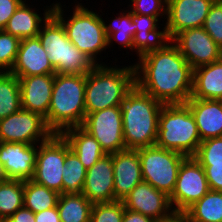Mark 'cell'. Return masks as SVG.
<instances>
[{
	"instance_id": "obj_1",
	"label": "cell",
	"mask_w": 222,
	"mask_h": 222,
	"mask_svg": "<svg viewBox=\"0 0 222 222\" xmlns=\"http://www.w3.org/2000/svg\"><path fill=\"white\" fill-rule=\"evenodd\" d=\"M135 85L163 104H185L193 88V68L171 42L134 63Z\"/></svg>"
},
{
	"instance_id": "obj_2",
	"label": "cell",
	"mask_w": 222,
	"mask_h": 222,
	"mask_svg": "<svg viewBox=\"0 0 222 222\" xmlns=\"http://www.w3.org/2000/svg\"><path fill=\"white\" fill-rule=\"evenodd\" d=\"M163 105L136 85L126 94L121 104L126 149L137 150L155 145Z\"/></svg>"
},
{
	"instance_id": "obj_3",
	"label": "cell",
	"mask_w": 222,
	"mask_h": 222,
	"mask_svg": "<svg viewBox=\"0 0 222 222\" xmlns=\"http://www.w3.org/2000/svg\"><path fill=\"white\" fill-rule=\"evenodd\" d=\"M86 75L54 74V84L46 124L54 134L82 126L86 117Z\"/></svg>"
},
{
	"instance_id": "obj_4",
	"label": "cell",
	"mask_w": 222,
	"mask_h": 222,
	"mask_svg": "<svg viewBox=\"0 0 222 222\" xmlns=\"http://www.w3.org/2000/svg\"><path fill=\"white\" fill-rule=\"evenodd\" d=\"M97 64L86 74V114L98 110L121 106L126 94L135 85V67L128 65Z\"/></svg>"
},
{
	"instance_id": "obj_5",
	"label": "cell",
	"mask_w": 222,
	"mask_h": 222,
	"mask_svg": "<svg viewBox=\"0 0 222 222\" xmlns=\"http://www.w3.org/2000/svg\"><path fill=\"white\" fill-rule=\"evenodd\" d=\"M51 5L52 14L62 23L69 41L96 64H103L104 62L97 61V55L108 48L102 16L97 11L84 7L80 2L75 4L70 17H65L61 2L55 1V4Z\"/></svg>"
},
{
	"instance_id": "obj_6",
	"label": "cell",
	"mask_w": 222,
	"mask_h": 222,
	"mask_svg": "<svg viewBox=\"0 0 222 222\" xmlns=\"http://www.w3.org/2000/svg\"><path fill=\"white\" fill-rule=\"evenodd\" d=\"M200 143L190 108L186 104H164L159 115L155 145L190 157L197 153Z\"/></svg>"
},
{
	"instance_id": "obj_7",
	"label": "cell",
	"mask_w": 222,
	"mask_h": 222,
	"mask_svg": "<svg viewBox=\"0 0 222 222\" xmlns=\"http://www.w3.org/2000/svg\"><path fill=\"white\" fill-rule=\"evenodd\" d=\"M38 33L49 61L58 74H88L97 64L67 37L62 23L51 14Z\"/></svg>"
},
{
	"instance_id": "obj_8",
	"label": "cell",
	"mask_w": 222,
	"mask_h": 222,
	"mask_svg": "<svg viewBox=\"0 0 222 222\" xmlns=\"http://www.w3.org/2000/svg\"><path fill=\"white\" fill-rule=\"evenodd\" d=\"M137 151L143 181L170 196L175 188L179 168L186 156L156 145Z\"/></svg>"
},
{
	"instance_id": "obj_9",
	"label": "cell",
	"mask_w": 222,
	"mask_h": 222,
	"mask_svg": "<svg viewBox=\"0 0 222 222\" xmlns=\"http://www.w3.org/2000/svg\"><path fill=\"white\" fill-rule=\"evenodd\" d=\"M38 145L34 176L31 180L63 194L62 174L65 165L66 139L61 134H53Z\"/></svg>"
},
{
	"instance_id": "obj_10",
	"label": "cell",
	"mask_w": 222,
	"mask_h": 222,
	"mask_svg": "<svg viewBox=\"0 0 222 222\" xmlns=\"http://www.w3.org/2000/svg\"><path fill=\"white\" fill-rule=\"evenodd\" d=\"M210 190L204 168L193 157H186L178 171L174 191L169 196L176 214H183Z\"/></svg>"
},
{
	"instance_id": "obj_11",
	"label": "cell",
	"mask_w": 222,
	"mask_h": 222,
	"mask_svg": "<svg viewBox=\"0 0 222 222\" xmlns=\"http://www.w3.org/2000/svg\"><path fill=\"white\" fill-rule=\"evenodd\" d=\"M53 134L42 115L24 109L0 120V142L39 144Z\"/></svg>"
},
{
	"instance_id": "obj_12",
	"label": "cell",
	"mask_w": 222,
	"mask_h": 222,
	"mask_svg": "<svg viewBox=\"0 0 222 222\" xmlns=\"http://www.w3.org/2000/svg\"><path fill=\"white\" fill-rule=\"evenodd\" d=\"M82 127L99 142L106 154L126 149L121 106L86 114Z\"/></svg>"
},
{
	"instance_id": "obj_13",
	"label": "cell",
	"mask_w": 222,
	"mask_h": 222,
	"mask_svg": "<svg viewBox=\"0 0 222 222\" xmlns=\"http://www.w3.org/2000/svg\"><path fill=\"white\" fill-rule=\"evenodd\" d=\"M172 42L193 69L222 58V49L203 27L184 30L178 33Z\"/></svg>"
},
{
	"instance_id": "obj_14",
	"label": "cell",
	"mask_w": 222,
	"mask_h": 222,
	"mask_svg": "<svg viewBox=\"0 0 222 222\" xmlns=\"http://www.w3.org/2000/svg\"><path fill=\"white\" fill-rule=\"evenodd\" d=\"M122 201L126 209L139 212L156 222L169 220L176 214L169 196L144 181L137 184Z\"/></svg>"
},
{
	"instance_id": "obj_15",
	"label": "cell",
	"mask_w": 222,
	"mask_h": 222,
	"mask_svg": "<svg viewBox=\"0 0 222 222\" xmlns=\"http://www.w3.org/2000/svg\"><path fill=\"white\" fill-rule=\"evenodd\" d=\"M215 0H167L166 27L173 39L178 33L203 26Z\"/></svg>"
},
{
	"instance_id": "obj_16",
	"label": "cell",
	"mask_w": 222,
	"mask_h": 222,
	"mask_svg": "<svg viewBox=\"0 0 222 222\" xmlns=\"http://www.w3.org/2000/svg\"><path fill=\"white\" fill-rule=\"evenodd\" d=\"M38 144L0 142V161L7 179L31 180L34 176Z\"/></svg>"
},
{
	"instance_id": "obj_17",
	"label": "cell",
	"mask_w": 222,
	"mask_h": 222,
	"mask_svg": "<svg viewBox=\"0 0 222 222\" xmlns=\"http://www.w3.org/2000/svg\"><path fill=\"white\" fill-rule=\"evenodd\" d=\"M131 20L135 28L133 50L137 52V59L149 52L163 49L172 42L166 23H164L165 27L161 30L159 26L160 19L157 17L131 12Z\"/></svg>"
},
{
	"instance_id": "obj_18",
	"label": "cell",
	"mask_w": 222,
	"mask_h": 222,
	"mask_svg": "<svg viewBox=\"0 0 222 222\" xmlns=\"http://www.w3.org/2000/svg\"><path fill=\"white\" fill-rule=\"evenodd\" d=\"M82 194L92 204L114 202L113 154H106L87 170Z\"/></svg>"
},
{
	"instance_id": "obj_19",
	"label": "cell",
	"mask_w": 222,
	"mask_h": 222,
	"mask_svg": "<svg viewBox=\"0 0 222 222\" xmlns=\"http://www.w3.org/2000/svg\"><path fill=\"white\" fill-rule=\"evenodd\" d=\"M10 73L18 78L56 74L38 36L21 40L16 61Z\"/></svg>"
},
{
	"instance_id": "obj_20",
	"label": "cell",
	"mask_w": 222,
	"mask_h": 222,
	"mask_svg": "<svg viewBox=\"0 0 222 222\" xmlns=\"http://www.w3.org/2000/svg\"><path fill=\"white\" fill-rule=\"evenodd\" d=\"M114 201H122L130 191L143 182L137 150L125 149L113 153Z\"/></svg>"
},
{
	"instance_id": "obj_21",
	"label": "cell",
	"mask_w": 222,
	"mask_h": 222,
	"mask_svg": "<svg viewBox=\"0 0 222 222\" xmlns=\"http://www.w3.org/2000/svg\"><path fill=\"white\" fill-rule=\"evenodd\" d=\"M20 83L21 109L48 115L54 84V74L32 75L18 78Z\"/></svg>"
},
{
	"instance_id": "obj_22",
	"label": "cell",
	"mask_w": 222,
	"mask_h": 222,
	"mask_svg": "<svg viewBox=\"0 0 222 222\" xmlns=\"http://www.w3.org/2000/svg\"><path fill=\"white\" fill-rule=\"evenodd\" d=\"M185 104L194 116L201 141L222 136V100L190 97Z\"/></svg>"
},
{
	"instance_id": "obj_23",
	"label": "cell",
	"mask_w": 222,
	"mask_h": 222,
	"mask_svg": "<svg viewBox=\"0 0 222 222\" xmlns=\"http://www.w3.org/2000/svg\"><path fill=\"white\" fill-rule=\"evenodd\" d=\"M44 13L38 14L36 9L24 0L8 20L4 31L20 40L37 37L43 24L52 14V6H46Z\"/></svg>"
},
{
	"instance_id": "obj_24",
	"label": "cell",
	"mask_w": 222,
	"mask_h": 222,
	"mask_svg": "<svg viewBox=\"0 0 222 222\" xmlns=\"http://www.w3.org/2000/svg\"><path fill=\"white\" fill-rule=\"evenodd\" d=\"M191 97L222 100V58L193 69Z\"/></svg>"
},
{
	"instance_id": "obj_25",
	"label": "cell",
	"mask_w": 222,
	"mask_h": 222,
	"mask_svg": "<svg viewBox=\"0 0 222 222\" xmlns=\"http://www.w3.org/2000/svg\"><path fill=\"white\" fill-rule=\"evenodd\" d=\"M61 135L86 170L106 155L99 142L82 126L66 129Z\"/></svg>"
},
{
	"instance_id": "obj_26",
	"label": "cell",
	"mask_w": 222,
	"mask_h": 222,
	"mask_svg": "<svg viewBox=\"0 0 222 222\" xmlns=\"http://www.w3.org/2000/svg\"><path fill=\"white\" fill-rule=\"evenodd\" d=\"M183 215L188 222H222V192L209 190Z\"/></svg>"
},
{
	"instance_id": "obj_27",
	"label": "cell",
	"mask_w": 222,
	"mask_h": 222,
	"mask_svg": "<svg viewBox=\"0 0 222 222\" xmlns=\"http://www.w3.org/2000/svg\"><path fill=\"white\" fill-rule=\"evenodd\" d=\"M92 206L82 193L60 194L57 203L61 222H90Z\"/></svg>"
},
{
	"instance_id": "obj_28",
	"label": "cell",
	"mask_w": 222,
	"mask_h": 222,
	"mask_svg": "<svg viewBox=\"0 0 222 222\" xmlns=\"http://www.w3.org/2000/svg\"><path fill=\"white\" fill-rule=\"evenodd\" d=\"M122 10L119 11L118 17L112 16V20L109 21V24H106L104 20V28L107 36L108 46L111 47L113 41L119 42L122 48H126L127 50H133V38L135 35L134 23L131 20V11L128 9L127 11ZM127 12V13H126Z\"/></svg>"
},
{
	"instance_id": "obj_29",
	"label": "cell",
	"mask_w": 222,
	"mask_h": 222,
	"mask_svg": "<svg viewBox=\"0 0 222 222\" xmlns=\"http://www.w3.org/2000/svg\"><path fill=\"white\" fill-rule=\"evenodd\" d=\"M60 194L32 180L24 181L23 206L34 214L57 207Z\"/></svg>"
},
{
	"instance_id": "obj_30",
	"label": "cell",
	"mask_w": 222,
	"mask_h": 222,
	"mask_svg": "<svg viewBox=\"0 0 222 222\" xmlns=\"http://www.w3.org/2000/svg\"><path fill=\"white\" fill-rule=\"evenodd\" d=\"M21 109L20 83L16 75L0 72V120Z\"/></svg>"
},
{
	"instance_id": "obj_31",
	"label": "cell",
	"mask_w": 222,
	"mask_h": 222,
	"mask_svg": "<svg viewBox=\"0 0 222 222\" xmlns=\"http://www.w3.org/2000/svg\"><path fill=\"white\" fill-rule=\"evenodd\" d=\"M24 181L7 179L0 182V222L23 207Z\"/></svg>"
},
{
	"instance_id": "obj_32",
	"label": "cell",
	"mask_w": 222,
	"mask_h": 222,
	"mask_svg": "<svg viewBox=\"0 0 222 222\" xmlns=\"http://www.w3.org/2000/svg\"><path fill=\"white\" fill-rule=\"evenodd\" d=\"M86 172L84 165L70 149L66 141L65 165L63 167V193H82Z\"/></svg>"
},
{
	"instance_id": "obj_33",
	"label": "cell",
	"mask_w": 222,
	"mask_h": 222,
	"mask_svg": "<svg viewBox=\"0 0 222 222\" xmlns=\"http://www.w3.org/2000/svg\"><path fill=\"white\" fill-rule=\"evenodd\" d=\"M21 40L7 32L0 31V72H10L16 61Z\"/></svg>"
},
{
	"instance_id": "obj_34",
	"label": "cell",
	"mask_w": 222,
	"mask_h": 222,
	"mask_svg": "<svg viewBox=\"0 0 222 222\" xmlns=\"http://www.w3.org/2000/svg\"><path fill=\"white\" fill-rule=\"evenodd\" d=\"M124 210L123 201L95 203L91 209L90 222H122Z\"/></svg>"
},
{
	"instance_id": "obj_35",
	"label": "cell",
	"mask_w": 222,
	"mask_h": 222,
	"mask_svg": "<svg viewBox=\"0 0 222 222\" xmlns=\"http://www.w3.org/2000/svg\"><path fill=\"white\" fill-rule=\"evenodd\" d=\"M193 157L200 165H222V136L201 141Z\"/></svg>"
},
{
	"instance_id": "obj_36",
	"label": "cell",
	"mask_w": 222,
	"mask_h": 222,
	"mask_svg": "<svg viewBox=\"0 0 222 222\" xmlns=\"http://www.w3.org/2000/svg\"><path fill=\"white\" fill-rule=\"evenodd\" d=\"M202 27L222 49V0L212 3Z\"/></svg>"
},
{
	"instance_id": "obj_37",
	"label": "cell",
	"mask_w": 222,
	"mask_h": 222,
	"mask_svg": "<svg viewBox=\"0 0 222 222\" xmlns=\"http://www.w3.org/2000/svg\"><path fill=\"white\" fill-rule=\"evenodd\" d=\"M130 11L135 14L166 19L167 0H129Z\"/></svg>"
},
{
	"instance_id": "obj_38",
	"label": "cell",
	"mask_w": 222,
	"mask_h": 222,
	"mask_svg": "<svg viewBox=\"0 0 222 222\" xmlns=\"http://www.w3.org/2000/svg\"><path fill=\"white\" fill-rule=\"evenodd\" d=\"M210 190L222 192V165H201Z\"/></svg>"
},
{
	"instance_id": "obj_39",
	"label": "cell",
	"mask_w": 222,
	"mask_h": 222,
	"mask_svg": "<svg viewBox=\"0 0 222 222\" xmlns=\"http://www.w3.org/2000/svg\"><path fill=\"white\" fill-rule=\"evenodd\" d=\"M24 0H0V31L6 27L8 20Z\"/></svg>"
},
{
	"instance_id": "obj_40",
	"label": "cell",
	"mask_w": 222,
	"mask_h": 222,
	"mask_svg": "<svg viewBox=\"0 0 222 222\" xmlns=\"http://www.w3.org/2000/svg\"><path fill=\"white\" fill-rule=\"evenodd\" d=\"M4 222H35V214L24 206L14 212Z\"/></svg>"
},
{
	"instance_id": "obj_41",
	"label": "cell",
	"mask_w": 222,
	"mask_h": 222,
	"mask_svg": "<svg viewBox=\"0 0 222 222\" xmlns=\"http://www.w3.org/2000/svg\"><path fill=\"white\" fill-rule=\"evenodd\" d=\"M35 222H61L57 207L35 213Z\"/></svg>"
},
{
	"instance_id": "obj_42",
	"label": "cell",
	"mask_w": 222,
	"mask_h": 222,
	"mask_svg": "<svg viewBox=\"0 0 222 222\" xmlns=\"http://www.w3.org/2000/svg\"><path fill=\"white\" fill-rule=\"evenodd\" d=\"M122 222H156V221L139 212H135L125 208Z\"/></svg>"
},
{
	"instance_id": "obj_43",
	"label": "cell",
	"mask_w": 222,
	"mask_h": 222,
	"mask_svg": "<svg viewBox=\"0 0 222 222\" xmlns=\"http://www.w3.org/2000/svg\"><path fill=\"white\" fill-rule=\"evenodd\" d=\"M161 222H188L183 214H175L171 219Z\"/></svg>"
},
{
	"instance_id": "obj_44",
	"label": "cell",
	"mask_w": 222,
	"mask_h": 222,
	"mask_svg": "<svg viewBox=\"0 0 222 222\" xmlns=\"http://www.w3.org/2000/svg\"><path fill=\"white\" fill-rule=\"evenodd\" d=\"M5 180H7V175H6V173L4 171V167L0 161V182L5 181Z\"/></svg>"
}]
</instances>
